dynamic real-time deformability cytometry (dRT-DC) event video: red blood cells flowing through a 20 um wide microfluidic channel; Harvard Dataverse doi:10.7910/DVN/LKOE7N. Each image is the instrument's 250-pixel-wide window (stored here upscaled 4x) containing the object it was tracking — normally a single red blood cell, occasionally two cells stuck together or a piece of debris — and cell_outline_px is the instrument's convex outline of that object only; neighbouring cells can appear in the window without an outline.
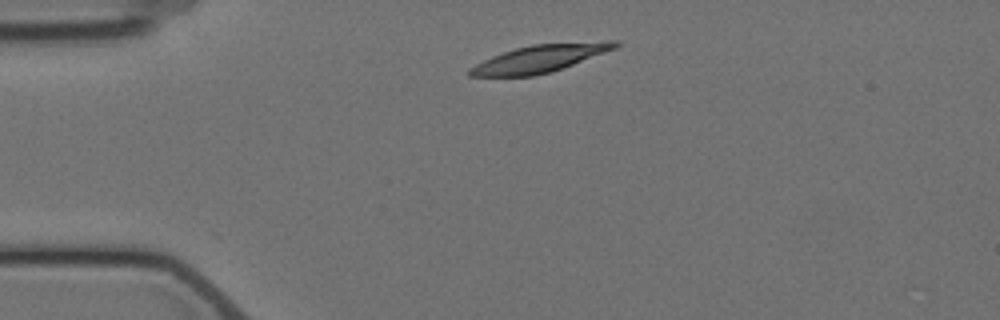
{"species": "Egyptian fruit bat (a non-hibernating species)", "species_latin": "Rousettus aegyptiacus", "temperature_condition": "cold", "stored_images_in_passage": 2, "camera_frame_rate_fps": 3000, "um_per_image_px": 0.085, "animal": {"sex": "female"}, "frame": {"image": 1, "passage_image": 2, "time_ms": 1.333, "image_size_px": [1000, 320], "cell_outline_px": [[620, 44], [616, 48], [552, 72], [532, 76], [468, 76], [468, 68], [492, 56], [516, 48], [532, 44], [604, 40], [620, 40]], "centroid_in_image_um": [45.94, 4.96], "position_along_channel_um": 39.1, "area_um2": 23.35}}